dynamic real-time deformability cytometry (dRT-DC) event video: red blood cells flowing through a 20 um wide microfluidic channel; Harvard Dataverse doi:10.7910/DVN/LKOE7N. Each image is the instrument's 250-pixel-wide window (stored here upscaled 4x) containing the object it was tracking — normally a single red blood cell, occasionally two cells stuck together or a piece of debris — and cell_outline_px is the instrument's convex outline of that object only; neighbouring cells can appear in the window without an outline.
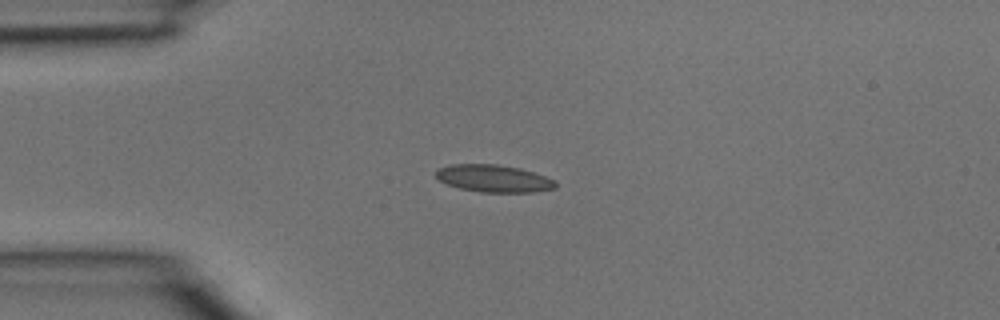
{"species": "common noctule bat (a hibernating species)", "species_latin": "Nyctalus noctula", "temperature_condition": "room temperature", "stored_images_in_passage": 3, "camera_frame_rate_fps": 3000, "um_per_image_px": 0.085, "animal": {"sex": "male", "body_mass_g": 15.6}, "frame": {"image": 1, "passage_image": 3, "time_ms": 0.667, "image_size_px": [1000, 320], "cell_outline_px": [[556, 188], [536, 192], [480, 192], [460, 188], [448, 184], [440, 180], [436, 176], [436, 168], [452, 164], [496, 164], [520, 168], [556, 180]], "centroid_in_image_um": [41.97, 15.17], "position_along_channel_um": 43.0, "area_um2": 19.02}}